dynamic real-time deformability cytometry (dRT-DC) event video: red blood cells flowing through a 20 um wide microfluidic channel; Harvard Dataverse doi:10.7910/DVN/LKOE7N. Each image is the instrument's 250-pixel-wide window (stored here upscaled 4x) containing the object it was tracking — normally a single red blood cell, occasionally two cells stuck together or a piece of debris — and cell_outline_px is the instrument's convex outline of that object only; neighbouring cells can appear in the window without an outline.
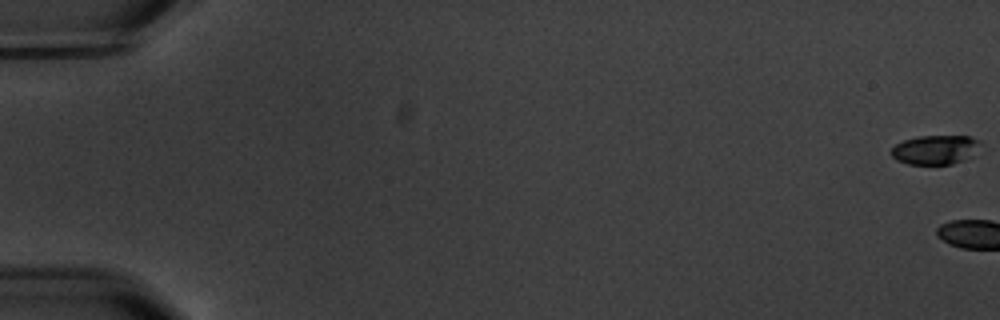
{"species": "common noctule bat (a hibernating species)", "species_latin": "Nyctalus noctula", "temperature_condition": "warm", "stored_images_in_passage": 6, "camera_frame_rate_fps": 3000, "um_per_image_px": 0.085, "animal": {"sex": "male", "body_mass_g": 20.1, "forearm_length_mm": 53.5}, "frame": {"image": 1, "passage_image": 1, "time_ms": 0.0, "image_size_px": [1000, 320], "cell_outline_px": [[984, 144], [964, 160], [952, 164], [908, 164], [896, 160], [892, 156], [892, 148], [896, 144], [904, 140], [920, 136], [972, 136], [980, 140]], "centroid_in_image_um": [79.53, 12.72], "position_along_channel_um": 5.5, "area_um2": 15.2}}